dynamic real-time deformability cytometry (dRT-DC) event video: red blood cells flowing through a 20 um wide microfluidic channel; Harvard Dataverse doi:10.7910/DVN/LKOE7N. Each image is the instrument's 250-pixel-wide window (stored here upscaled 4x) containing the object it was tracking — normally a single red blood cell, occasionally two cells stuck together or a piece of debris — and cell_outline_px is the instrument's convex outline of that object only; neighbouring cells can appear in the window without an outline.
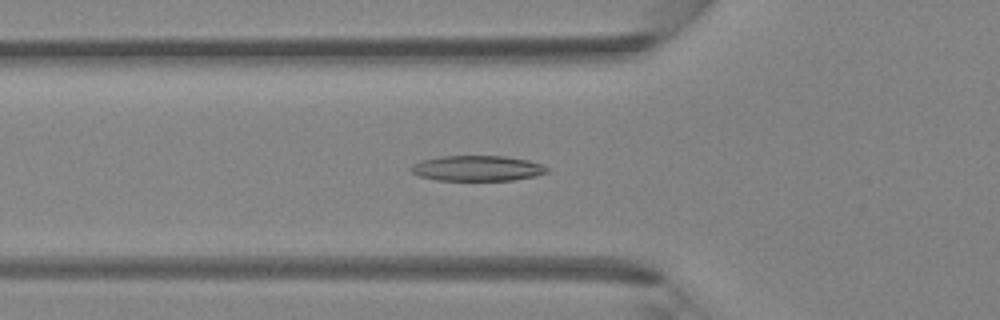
{"species": "Egyptian fruit bat (a non-hibernating species)", "species_latin": "Rousettus aegyptiacus", "temperature_condition": "room temperature", "stored_images_in_passage": 44, "camera_frame_rate_fps": 3000, "um_per_image_px": 0.085, "animal": {"sex": "female"}, "frame": {"image": 1, "passage_image": 15, "time_ms": 4.667, "image_size_px": [1000, 320], "cell_outline_px": [[548, 172], [536, 176], [512, 180], [436, 180], [420, 176], [412, 172], [408, 168], [412, 164], [420, 160], [440, 156], [504, 156], [528, 160], [540, 164], [548, 168]], "centroid_in_image_um": [40.53, 14.3], "position_along_channel_um": 85.3, "area_um2": 20.17}}
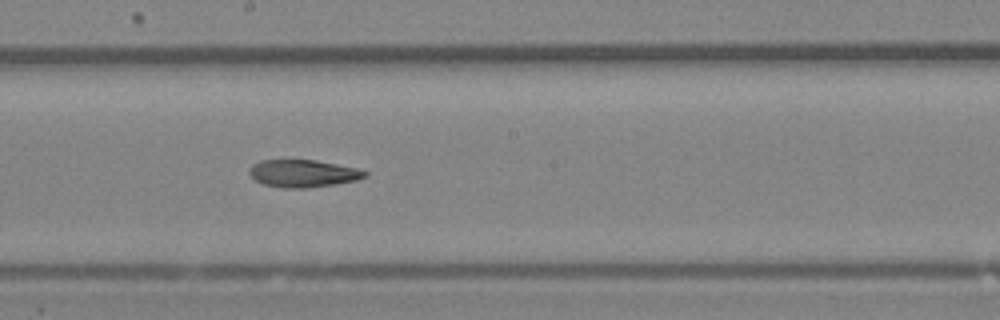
{"frame": {"image": 2, "passage_image": 24, "time_ms": 7.667, "image_size_px": [1000, 320], "cell_outline_px": [[368, 176], [356, 180], [332, 184], [304, 188], [284, 188], [264, 184], [256, 180], [248, 172], [252, 164], [260, 160], [316, 160], [356, 168], [368, 172]], "centroid_in_image_um": [25.75, 14.73], "position_along_channel_um": 222.5, "area_um2": 18.26}}
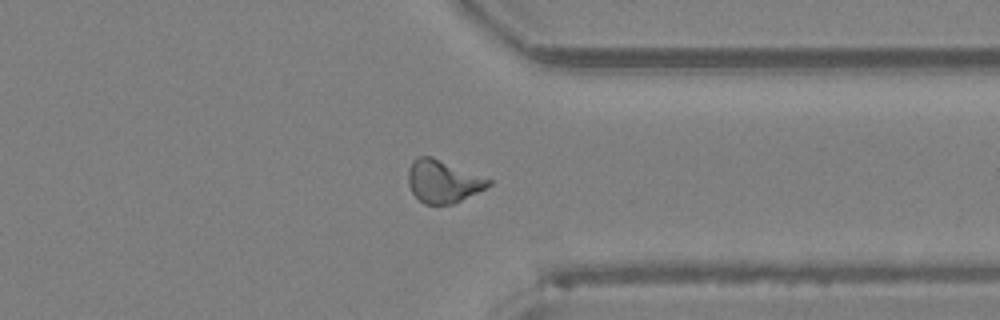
{"frame": {"image": 3, "passage_image": 34, "time_ms": 11.0, "image_size_px": [1000, 320], "cell_outline_px": [[492, 184], [452, 204], [424, 204], [412, 192], [408, 184], [408, 168], [412, 160], [420, 156], [432, 156], [492, 180]], "centroid_in_image_um": [37.61, 15.4], "position_along_channel_um": 373.8, "area_um2": 19.71}}